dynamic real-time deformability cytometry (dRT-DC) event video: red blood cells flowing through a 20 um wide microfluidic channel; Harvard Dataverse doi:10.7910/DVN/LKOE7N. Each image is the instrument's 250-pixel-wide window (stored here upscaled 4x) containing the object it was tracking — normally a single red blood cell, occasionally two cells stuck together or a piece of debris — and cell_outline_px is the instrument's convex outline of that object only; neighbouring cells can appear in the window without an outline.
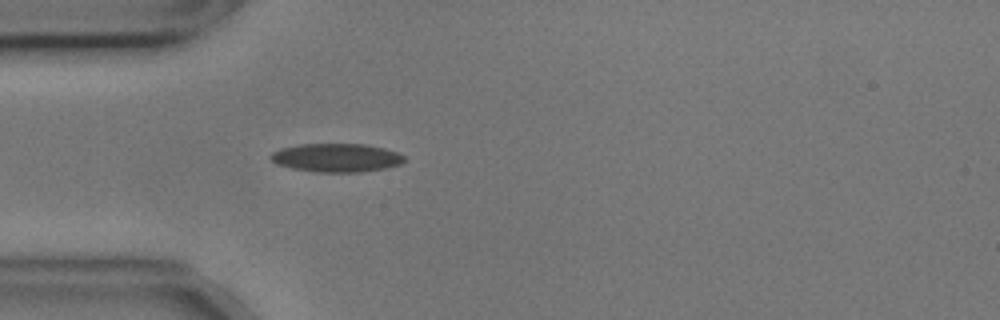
{"species": "common noctule bat (a hibernating species)", "species_latin": "Nyctalus noctula", "temperature_condition": "cold", "stored_images_in_passage": 42, "camera_frame_rate_fps": 3000, "um_per_image_px": 0.085, "animal": {"sex": "male", "body_mass_g": 17.9, "forearm_length_mm": 54.2}, "frame": {"image": 1, "passage_image": 7, "time_ms": 2.0, "image_size_px": [1000, 320], "cell_outline_px": [[404, 160], [400, 164], [384, 168], [360, 172], [316, 172], [292, 168], [276, 164], [268, 156], [272, 152], [280, 148], [300, 144], [364, 144], [384, 148], [396, 152], [404, 156]], "centroid_in_image_um": [28.55, 13.4], "position_along_channel_um": 56.4, "area_um2": 22.14}}
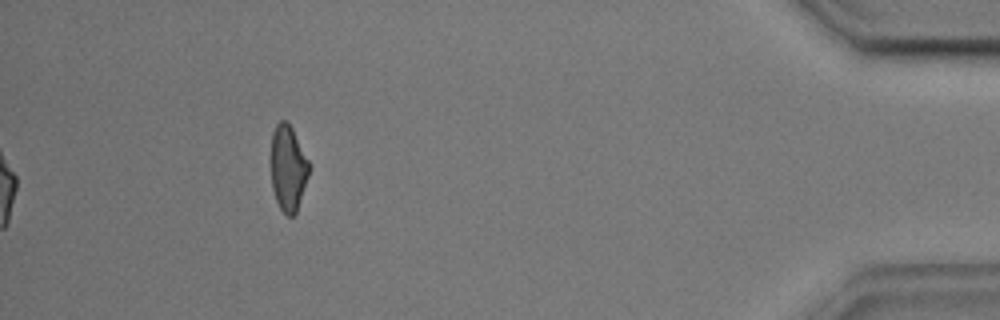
{"frame": {"image": 2, "passage_image": 42, "time_ms": 13.667, "image_size_px": [1000, 320], "cell_outline_px": [[308, 176], [296, 212], [292, 216], [288, 216], [280, 208], [276, 200], [272, 188], [272, 132], [276, 124], [280, 120], [288, 120], [308, 160]], "centroid_in_image_um": [24.48, 14.26], "position_along_channel_um": 410.7, "area_um2": 18.61}, "authors_computed_cell_mechanics": {"area_um2": 20.8947, "velocity_mm_per_s": 3.5839, "shape_relaxation_time_tau1_ms": 4.6876, "shape_relaxation_time_tau2_ms": 3.1065, "deformation_change_tau1": 0.1311, "deformation_change_tau2": 0.1022}}